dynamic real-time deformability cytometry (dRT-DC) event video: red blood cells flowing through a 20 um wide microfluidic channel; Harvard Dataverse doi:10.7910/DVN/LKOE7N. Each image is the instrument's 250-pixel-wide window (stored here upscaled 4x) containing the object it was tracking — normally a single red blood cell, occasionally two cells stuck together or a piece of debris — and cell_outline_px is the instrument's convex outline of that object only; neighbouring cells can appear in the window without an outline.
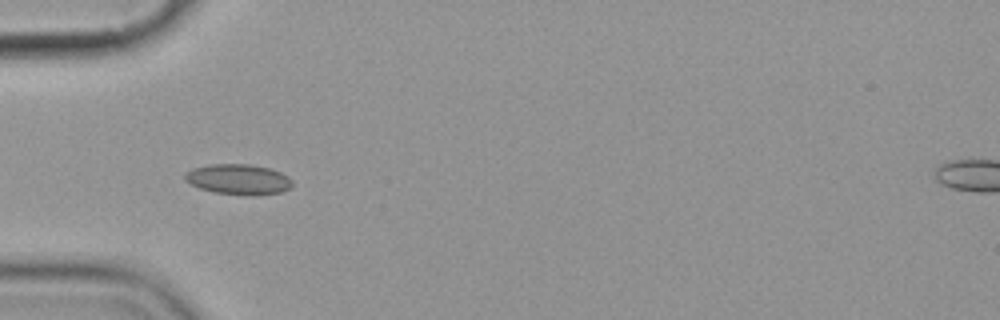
{"species": "common noctule bat (a hibernating species)", "species_latin": "Nyctalus noctula", "temperature_condition": "cold", "stored_images_in_passage": 3, "camera_frame_rate_fps": 3000, "um_per_image_px": 0.085, "animal": {"sex": "female", "body_mass_g": 19.9}, "frame": {"image": 1, "passage_image": 2, "time_ms": 1.0, "image_size_px": [1000, 320], "cell_outline_px": [[292, 188], [280, 192], [252, 196], [216, 192], [200, 188], [184, 180], [184, 176], [192, 168], [212, 164], [248, 164], [268, 168], [280, 172], [288, 176], [292, 180]], "centroid_in_image_um": [20.29, 15.24], "position_along_channel_um": 64.7, "area_um2": 18.9}}
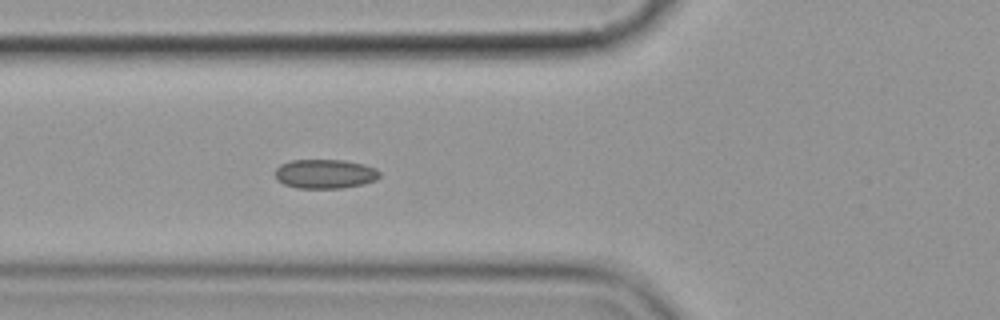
{"frame": {"image": 2, "passage_image": 3, "time_ms": 2.0, "image_size_px": [1000, 320], "cell_outline_px": [[380, 176], [376, 180], [360, 184], [340, 188], [296, 188], [284, 184], [276, 180], [276, 168], [280, 164], [292, 160], [344, 160], [364, 164], [376, 168], [380, 172]], "centroid_in_image_um": [27.62, 14.77], "position_along_channel_um": 98.2, "area_um2": 17.8}}